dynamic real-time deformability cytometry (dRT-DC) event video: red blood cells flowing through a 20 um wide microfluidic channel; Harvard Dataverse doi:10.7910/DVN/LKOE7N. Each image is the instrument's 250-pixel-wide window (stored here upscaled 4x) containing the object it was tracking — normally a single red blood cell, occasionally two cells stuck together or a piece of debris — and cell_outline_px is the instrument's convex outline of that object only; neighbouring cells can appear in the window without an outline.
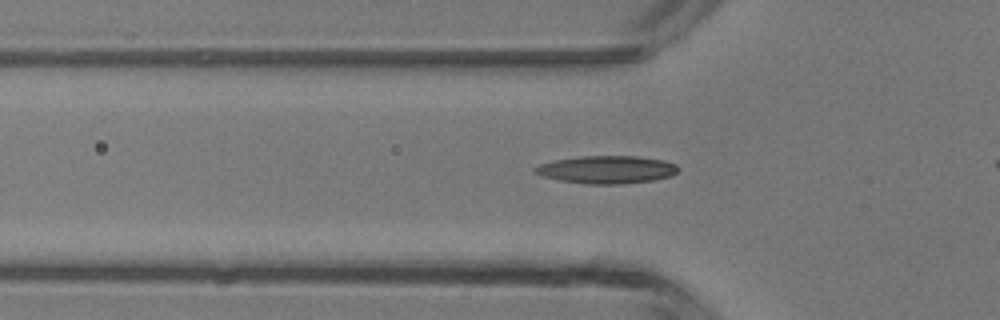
{"species": "common noctule bat (a hibernating species)", "species_latin": "Nyctalus noctula", "temperature_condition": "room temperature", "stored_images_in_passage": 38, "camera_frame_rate_fps": 3000, "um_per_image_px": 0.085, "animal": {"sex": "male", "body_mass_g": 13.3}, "frame": {"image": 1, "passage_image": 15, "time_ms": 4.667, "image_size_px": [1000, 320], "cell_outline_px": [[680, 168], [672, 176], [652, 180], [620, 184], [588, 184], [560, 180], [544, 176], [532, 172], [532, 168], [540, 164], [556, 160], [580, 156], [636, 156], [664, 160], [676, 164]], "centroid_in_image_um": [51.58, 14.41], "position_along_channel_um": 74.2, "area_um2": 23.12}}
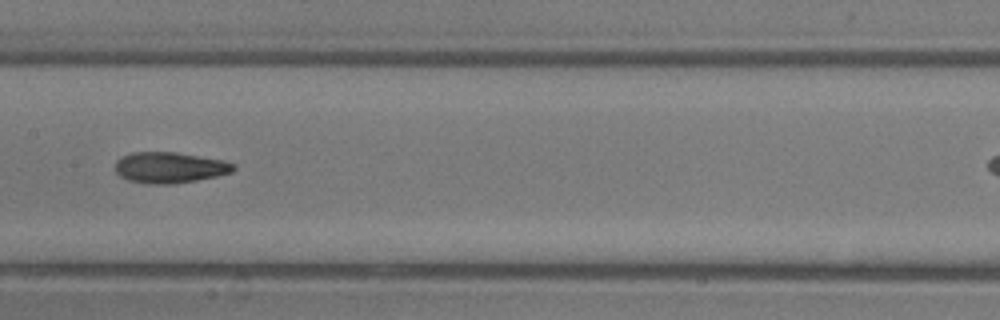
{"frame": {"image": 2, "passage_image": 23, "time_ms": 7.333, "image_size_px": [1000, 320], "cell_outline_px": [[236, 168], [232, 172], [216, 176], [196, 180], [172, 184], [148, 184], [128, 180], [120, 176], [116, 172], [116, 160], [120, 156], [132, 152], [176, 152], [224, 160], [236, 164]], "centroid_in_image_um": [14.42, 14.23], "position_along_channel_um": 193.0, "area_um2": 21.44}}
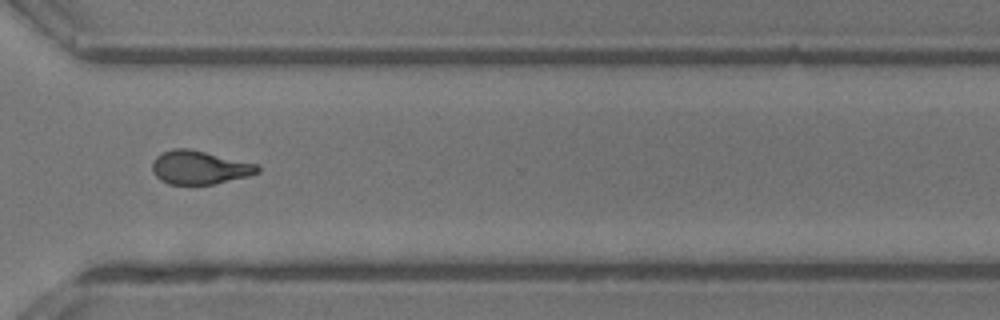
{"frame": {"image": 3, "passage_image": 34, "time_ms": 11.0, "image_size_px": [1000, 320], "cell_outline_px": [[260, 172], [248, 176], [212, 184], [168, 184], [160, 180], [152, 172], [152, 160], [156, 156], [172, 148], [188, 148], [256, 164], [260, 168]], "centroid_in_image_um": [16.91, 14.23], "position_along_channel_um": 353.7, "area_um2": 20.4}}